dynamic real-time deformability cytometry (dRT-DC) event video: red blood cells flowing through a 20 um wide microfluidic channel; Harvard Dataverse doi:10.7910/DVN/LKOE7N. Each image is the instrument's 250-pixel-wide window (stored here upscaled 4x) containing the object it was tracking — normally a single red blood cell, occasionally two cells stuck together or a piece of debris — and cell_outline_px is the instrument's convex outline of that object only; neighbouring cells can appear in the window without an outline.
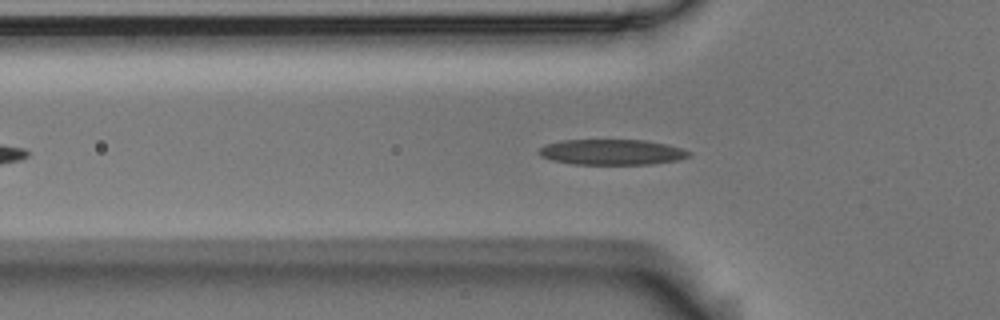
{"species": "Egyptian fruit bat (a non-hibernating species)", "species_latin": "Rousettus aegyptiacus", "temperature_condition": "room temperature", "stored_images_in_passage": 50, "camera_frame_rate_fps": 3000, "um_per_image_px": 0.085, "animal": {"sex": "male"}, "frame": {"image": 1, "passage_image": 11, "time_ms": 3.333, "image_size_px": [1000, 320], "cell_outline_px": [[692, 156], [680, 160], [652, 164], [572, 164], [552, 160], [540, 156], [536, 152], [540, 148], [548, 144], [560, 140], [644, 140], [668, 144], [692, 152]], "centroid_in_image_um": [52.04, 12.93], "position_along_channel_um": 73.8, "area_um2": 22.48}}
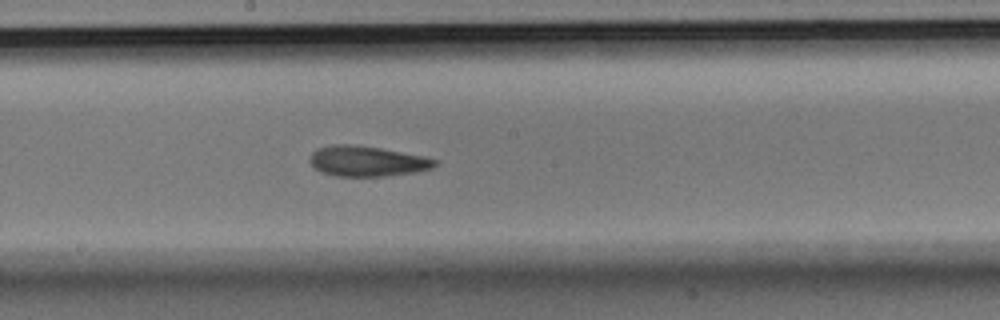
{"frame": {"image": 2, "passage_image": 23, "time_ms": 7.333, "image_size_px": [1000, 320], "cell_outline_px": [[440, 160], [432, 168], [416, 172], [384, 176], [336, 176], [320, 172], [308, 160], [312, 152], [316, 148], [332, 144], [348, 144], [380, 148], [424, 156]], "centroid_in_image_um": [31.19, 13.7], "position_along_channel_um": 217.0, "area_um2": 22.2}}
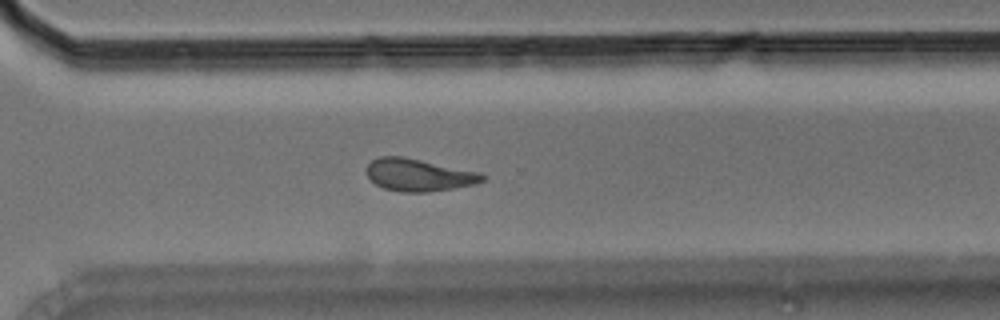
{"frame": {"image": 3, "passage_image": 33, "time_ms": 10.667, "image_size_px": [1000, 320], "cell_outline_px": [[484, 180], [476, 184], [428, 192], [400, 192], [384, 188], [376, 184], [368, 176], [368, 164], [372, 160], [380, 156], [404, 156], [480, 172], [484, 176]], "centroid_in_image_um": [35.6, 14.86], "position_along_channel_um": 335.0, "area_um2": 21.73}, "authors_computed_cell_mechanics": {"area_um2": 21.964, "velocity_mm_per_s": 3.5527, "shape_relaxation_time_tau1_ms": 5.3338, "shape_relaxation_time_tau2_ms": 3.6559, "deformation_change_tau1": 0.1718, "deformation_change_tau2": 0.126}}